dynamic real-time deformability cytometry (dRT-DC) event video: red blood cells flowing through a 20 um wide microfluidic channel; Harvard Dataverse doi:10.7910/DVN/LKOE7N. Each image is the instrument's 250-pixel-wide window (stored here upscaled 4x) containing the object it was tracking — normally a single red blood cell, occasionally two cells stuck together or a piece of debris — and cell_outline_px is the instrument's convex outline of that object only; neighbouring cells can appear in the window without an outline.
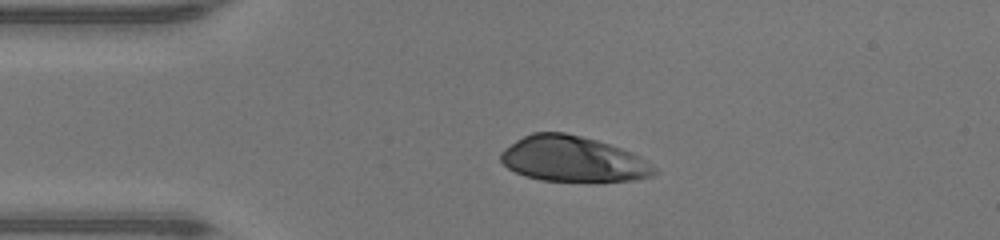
{"species": "human", "species_latin": "Homo sapiens", "temperature_condition": "warm", "stored_images_in_passage": 38, "camera_frame_rate_fps": 3000, "um_per_image_px": 0.085, "donor": {"sex": "male"}, "frame": {"image": 1, "passage_image": 1, "time_ms": 0.0, "image_size_px": [1000, 240], "cell_outline_px": [[656, 172], [652, 176], [632, 180], [540, 180], [524, 176], [508, 168], [500, 160], [500, 152], [504, 148], [516, 140], [532, 132], [564, 132], [596, 140], [632, 152], [652, 164], [656, 168]], "centroid_in_image_um": [48.66, 13.5], "position_along_channel_um": 36.3, "area_um2": 40.23}}
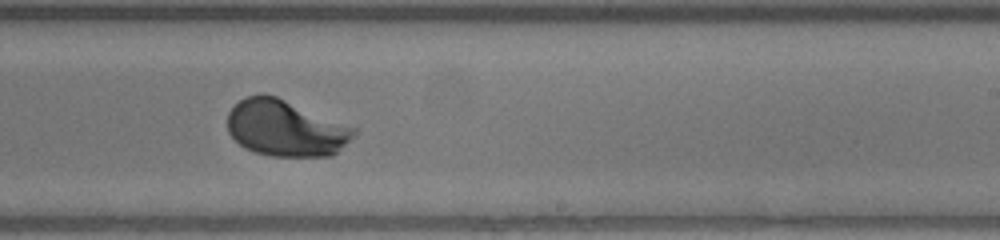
{"frame": {"image": 2, "passage_image": 19, "time_ms": 6.0, "image_size_px": [1000, 240], "cell_outline_px": [[356, 132], [332, 156], [272, 156], [256, 152], [244, 148], [228, 132], [228, 112], [244, 96], [264, 92], [276, 96], [356, 128]], "centroid_in_image_um": [24.23, 10.88], "position_along_channel_um": 264.8, "area_um2": 41.1}}
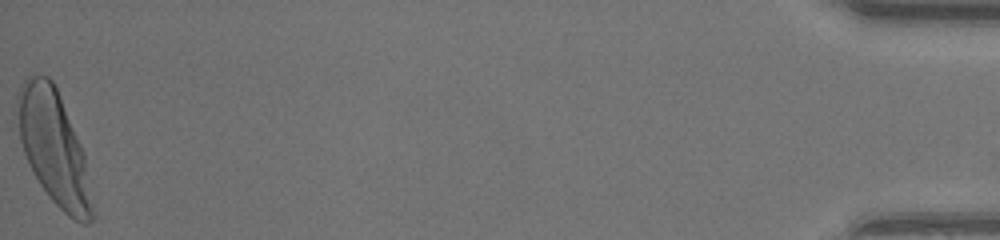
{"frame": {"image": 3, "passage_image": 38, "time_ms": 12.333, "image_size_px": [1000, 240], "cell_outline_px": [[96, 216], [88, 224], [84, 224], [68, 216], [48, 196], [32, 172], [24, 152], [20, 140], [16, 100], [16, 92], [20, 84], [32, 72], [48, 76], [52, 80], [56, 88], [84, 152]], "centroid_in_image_um": [4.57, 12.55], "position_along_channel_um": 430.6, "area_um2": 49.94}, "authors_computed_cell_mechanics": {"area_um2": 42.3674, "velocity_mm_per_s": 4.3471, "shape_relaxation_time_tau1_ms": 2.0169, "shape_relaxation_time_tau2_ms": null, "deformation_change_tau1": 0.1966, "deformation_change_tau2": null}}